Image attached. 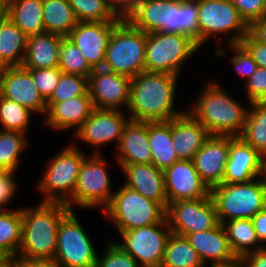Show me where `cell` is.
<instances>
[{"mask_svg":"<svg viewBox=\"0 0 266 267\" xmlns=\"http://www.w3.org/2000/svg\"><path fill=\"white\" fill-rule=\"evenodd\" d=\"M200 49L195 41L183 34H146L145 71L180 76L182 66Z\"/></svg>","mask_w":266,"mask_h":267,"instance_id":"9","label":"cell"},{"mask_svg":"<svg viewBox=\"0 0 266 267\" xmlns=\"http://www.w3.org/2000/svg\"><path fill=\"white\" fill-rule=\"evenodd\" d=\"M63 73L89 78L93 68L80 49L68 37H63L59 51V66Z\"/></svg>","mask_w":266,"mask_h":267,"instance_id":"39","label":"cell"},{"mask_svg":"<svg viewBox=\"0 0 266 267\" xmlns=\"http://www.w3.org/2000/svg\"><path fill=\"white\" fill-rule=\"evenodd\" d=\"M142 0H107L109 10L121 20H128Z\"/></svg>","mask_w":266,"mask_h":267,"instance_id":"49","label":"cell"},{"mask_svg":"<svg viewBox=\"0 0 266 267\" xmlns=\"http://www.w3.org/2000/svg\"><path fill=\"white\" fill-rule=\"evenodd\" d=\"M43 0H5L4 13L27 36L45 32Z\"/></svg>","mask_w":266,"mask_h":267,"instance_id":"28","label":"cell"},{"mask_svg":"<svg viewBox=\"0 0 266 267\" xmlns=\"http://www.w3.org/2000/svg\"><path fill=\"white\" fill-rule=\"evenodd\" d=\"M166 218L171 231L183 236L211 230L219 224L211 194L205 198L179 200L168 204Z\"/></svg>","mask_w":266,"mask_h":267,"instance_id":"14","label":"cell"},{"mask_svg":"<svg viewBox=\"0 0 266 267\" xmlns=\"http://www.w3.org/2000/svg\"><path fill=\"white\" fill-rule=\"evenodd\" d=\"M244 267H266V247L241 257Z\"/></svg>","mask_w":266,"mask_h":267,"instance_id":"51","label":"cell"},{"mask_svg":"<svg viewBox=\"0 0 266 267\" xmlns=\"http://www.w3.org/2000/svg\"><path fill=\"white\" fill-rule=\"evenodd\" d=\"M148 140L151 163L164 170L179 161L172 140V119L148 122Z\"/></svg>","mask_w":266,"mask_h":267,"instance_id":"30","label":"cell"},{"mask_svg":"<svg viewBox=\"0 0 266 267\" xmlns=\"http://www.w3.org/2000/svg\"><path fill=\"white\" fill-rule=\"evenodd\" d=\"M33 114L23 105L0 95V129L28 134Z\"/></svg>","mask_w":266,"mask_h":267,"instance_id":"37","label":"cell"},{"mask_svg":"<svg viewBox=\"0 0 266 267\" xmlns=\"http://www.w3.org/2000/svg\"><path fill=\"white\" fill-rule=\"evenodd\" d=\"M4 257H5V256L2 255V254L0 253V261H1Z\"/></svg>","mask_w":266,"mask_h":267,"instance_id":"58","label":"cell"},{"mask_svg":"<svg viewBox=\"0 0 266 267\" xmlns=\"http://www.w3.org/2000/svg\"><path fill=\"white\" fill-rule=\"evenodd\" d=\"M21 206L22 239L17 256L28 259H54L61 220L71 211L64 203L37 202Z\"/></svg>","mask_w":266,"mask_h":267,"instance_id":"3","label":"cell"},{"mask_svg":"<svg viewBox=\"0 0 266 267\" xmlns=\"http://www.w3.org/2000/svg\"><path fill=\"white\" fill-rule=\"evenodd\" d=\"M241 44L253 56V60L258 67L266 68V44L256 40L249 32L244 36Z\"/></svg>","mask_w":266,"mask_h":267,"instance_id":"48","label":"cell"},{"mask_svg":"<svg viewBox=\"0 0 266 267\" xmlns=\"http://www.w3.org/2000/svg\"><path fill=\"white\" fill-rule=\"evenodd\" d=\"M131 78L104 68H96L88 78V91L94 108L126 111ZM125 108V109H124Z\"/></svg>","mask_w":266,"mask_h":267,"instance_id":"15","label":"cell"},{"mask_svg":"<svg viewBox=\"0 0 266 267\" xmlns=\"http://www.w3.org/2000/svg\"><path fill=\"white\" fill-rule=\"evenodd\" d=\"M0 267H12V257H4L0 261Z\"/></svg>","mask_w":266,"mask_h":267,"instance_id":"55","label":"cell"},{"mask_svg":"<svg viewBox=\"0 0 266 267\" xmlns=\"http://www.w3.org/2000/svg\"><path fill=\"white\" fill-rule=\"evenodd\" d=\"M15 172L0 171V211L9 210L13 198L17 193L18 183Z\"/></svg>","mask_w":266,"mask_h":267,"instance_id":"47","label":"cell"},{"mask_svg":"<svg viewBox=\"0 0 266 267\" xmlns=\"http://www.w3.org/2000/svg\"><path fill=\"white\" fill-rule=\"evenodd\" d=\"M216 79L210 78L187 111L210 135L240 136L244 130L248 104H243L226 91ZM248 105V107H247Z\"/></svg>","mask_w":266,"mask_h":267,"instance_id":"2","label":"cell"},{"mask_svg":"<svg viewBox=\"0 0 266 267\" xmlns=\"http://www.w3.org/2000/svg\"><path fill=\"white\" fill-rule=\"evenodd\" d=\"M21 207L0 211V253L5 257H16L21 247Z\"/></svg>","mask_w":266,"mask_h":267,"instance_id":"33","label":"cell"},{"mask_svg":"<svg viewBox=\"0 0 266 267\" xmlns=\"http://www.w3.org/2000/svg\"><path fill=\"white\" fill-rule=\"evenodd\" d=\"M4 13V1L0 0V17L3 15Z\"/></svg>","mask_w":266,"mask_h":267,"instance_id":"56","label":"cell"},{"mask_svg":"<svg viewBox=\"0 0 266 267\" xmlns=\"http://www.w3.org/2000/svg\"><path fill=\"white\" fill-rule=\"evenodd\" d=\"M219 223L251 219L266 208V182L263 176L246 183H222L211 189Z\"/></svg>","mask_w":266,"mask_h":267,"instance_id":"5","label":"cell"},{"mask_svg":"<svg viewBox=\"0 0 266 267\" xmlns=\"http://www.w3.org/2000/svg\"><path fill=\"white\" fill-rule=\"evenodd\" d=\"M79 22H120L109 10L107 0H67Z\"/></svg>","mask_w":266,"mask_h":267,"instance_id":"40","label":"cell"},{"mask_svg":"<svg viewBox=\"0 0 266 267\" xmlns=\"http://www.w3.org/2000/svg\"><path fill=\"white\" fill-rule=\"evenodd\" d=\"M249 33L259 42L266 44V16L249 25Z\"/></svg>","mask_w":266,"mask_h":267,"instance_id":"53","label":"cell"},{"mask_svg":"<svg viewBox=\"0 0 266 267\" xmlns=\"http://www.w3.org/2000/svg\"><path fill=\"white\" fill-rule=\"evenodd\" d=\"M205 267H244L241 258H237L227 263L210 264Z\"/></svg>","mask_w":266,"mask_h":267,"instance_id":"54","label":"cell"},{"mask_svg":"<svg viewBox=\"0 0 266 267\" xmlns=\"http://www.w3.org/2000/svg\"><path fill=\"white\" fill-rule=\"evenodd\" d=\"M33 77L35 86L41 93L42 97L47 101L57 84L59 83L62 71L59 67L44 69H27Z\"/></svg>","mask_w":266,"mask_h":267,"instance_id":"44","label":"cell"},{"mask_svg":"<svg viewBox=\"0 0 266 267\" xmlns=\"http://www.w3.org/2000/svg\"><path fill=\"white\" fill-rule=\"evenodd\" d=\"M232 252L237 258L264 246L259 242L251 219H233L222 223Z\"/></svg>","mask_w":266,"mask_h":267,"instance_id":"32","label":"cell"},{"mask_svg":"<svg viewBox=\"0 0 266 267\" xmlns=\"http://www.w3.org/2000/svg\"><path fill=\"white\" fill-rule=\"evenodd\" d=\"M161 32L189 36L200 47L198 0H165L162 8Z\"/></svg>","mask_w":266,"mask_h":267,"instance_id":"23","label":"cell"},{"mask_svg":"<svg viewBox=\"0 0 266 267\" xmlns=\"http://www.w3.org/2000/svg\"><path fill=\"white\" fill-rule=\"evenodd\" d=\"M146 33L135 28L128 20H121L105 52L102 68L130 78L145 71Z\"/></svg>","mask_w":266,"mask_h":267,"instance_id":"7","label":"cell"},{"mask_svg":"<svg viewBox=\"0 0 266 267\" xmlns=\"http://www.w3.org/2000/svg\"><path fill=\"white\" fill-rule=\"evenodd\" d=\"M239 137L266 159V101L250 103L245 127Z\"/></svg>","mask_w":266,"mask_h":267,"instance_id":"34","label":"cell"},{"mask_svg":"<svg viewBox=\"0 0 266 267\" xmlns=\"http://www.w3.org/2000/svg\"><path fill=\"white\" fill-rule=\"evenodd\" d=\"M94 109L89 91L85 95L69 98L62 102L54 103L42 120L54 131L74 132L85 122Z\"/></svg>","mask_w":266,"mask_h":267,"instance_id":"21","label":"cell"},{"mask_svg":"<svg viewBox=\"0 0 266 267\" xmlns=\"http://www.w3.org/2000/svg\"><path fill=\"white\" fill-rule=\"evenodd\" d=\"M118 234L139 227L157 224L166 218V209L125 185L119 186L110 203L102 210Z\"/></svg>","mask_w":266,"mask_h":267,"instance_id":"6","label":"cell"},{"mask_svg":"<svg viewBox=\"0 0 266 267\" xmlns=\"http://www.w3.org/2000/svg\"><path fill=\"white\" fill-rule=\"evenodd\" d=\"M115 154L120 168L126 164H150L148 122L129 120L124 127Z\"/></svg>","mask_w":266,"mask_h":267,"instance_id":"24","label":"cell"},{"mask_svg":"<svg viewBox=\"0 0 266 267\" xmlns=\"http://www.w3.org/2000/svg\"><path fill=\"white\" fill-rule=\"evenodd\" d=\"M45 32L67 37L78 24V20L67 0H43Z\"/></svg>","mask_w":266,"mask_h":267,"instance_id":"31","label":"cell"},{"mask_svg":"<svg viewBox=\"0 0 266 267\" xmlns=\"http://www.w3.org/2000/svg\"><path fill=\"white\" fill-rule=\"evenodd\" d=\"M263 177H264V180H265V182H266V167H265V172H264Z\"/></svg>","mask_w":266,"mask_h":267,"instance_id":"57","label":"cell"},{"mask_svg":"<svg viewBox=\"0 0 266 267\" xmlns=\"http://www.w3.org/2000/svg\"><path fill=\"white\" fill-rule=\"evenodd\" d=\"M27 36L5 13L0 17V69L23 64Z\"/></svg>","mask_w":266,"mask_h":267,"instance_id":"29","label":"cell"},{"mask_svg":"<svg viewBox=\"0 0 266 267\" xmlns=\"http://www.w3.org/2000/svg\"><path fill=\"white\" fill-rule=\"evenodd\" d=\"M27 134L0 129V171L17 172L21 155L28 148Z\"/></svg>","mask_w":266,"mask_h":267,"instance_id":"36","label":"cell"},{"mask_svg":"<svg viewBox=\"0 0 266 267\" xmlns=\"http://www.w3.org/2000/svg\"><path fill=\"white\" fill-rule=\"evenodd\" d=\"M240 16L250 25L266 16L265 0H231Z\"/></svg>","mask_w":266,"mask_h":267,"instance_id":"46","label":"cell"},{"mask_svg":"<svg viewBox=\"0 0 266 267\" xmlns=\"http://www.w3.org/2000/svg\"><path fill=\"white\" fill-rule=\"evenodd\" d=\"M186 238L205 266L237 259L229 245L225 229L220 223L211 230L190 233Z\"/></svg>","mask_w":266,"mask_h":267,"instance_id":"25","label":"cell"},{"mask_svg":"<svg viewBox=\"0 0 266 267\" xmlns=\"http://www.w3.org/2000/svg\"><path fill=\"white\" fill-rule=\"evenodd\" d=\"M230 48V53H234L230 59L236 73L244 80H248L257 70L258 66L253 60V56L249 51L241 44L225 45Z\"/></svg>","mask_w":266,"mask_h":267,"instance_id":"43","label":"cell"},{"mask_svg":"<svg viewBox=\"0 0 266 267\" xmlns=\"http://www.w3.org/2000/svg\"><path fill=\"white\" fill-rule=\"evenodd\" d=\"M244 85L247 103L266 101V68L258 67Z\"/></svg>","mask_w":266,"mask_h":267,"instance_id":"45","label":"cell"},{"mask_svg":"<svg viewBox=\"0 0 266 267\" xmlns=\"http://www.w3.org/2000/svg\"><path fill=\"white\" fill-rule=\"evenodd\" d=\"M12 267H62L55 259L12 258Z\"/></svg>","mask_w":266,"mask_h":267,"instance_id":"50","label":"cell"},{"mask_svg":"<svg viewBox=\"0 0 266 267\" xmlns=\"http://www.w3.org/2000/svg\"><path fill=\"white\" fill-rule=\"evenodd\" d=\"M63 36L44 32L27 38L24 69H44L59 66V51Z\"/></svg>","mask_w":266,"mask_h":267,"instance_id":"27","label":"cell"},{"mask_svg":"<svg viewBox=\"0 0 266 267\" xmlns=\"http://www.w3.org/2000/svg\"><path fill=\"white\" fill-rule=\"evenodd\" d=\"M129 120L130 116L126 111L94 108L90 116L74 132L73 138L90 144L93 147L92 154H102L100 148L107 144H114L116 149Z\"/></svg>","mask_w":266,"mask_h":267,"instance_id":"13","label":"cell"},{"mask_svg":"<svg viewBox=\"0 0 266 267\" xmlns=\"http://www.w3.org/2000/svg\"><path fill=\"white\" fill-rule=\"evenodd\" d=\"M86 156L78 144L71 142L47 160L46 169L36 183L43 195L40 202L64 203L72 210V196Z\"/></svg>","mask_w":266,"mask_h":267,"instance_id":"4","label":"cell"},{"mask_svg":"<svg viewBox=\"0 0 266 267\" xmlns=\"http://www.w3.org/2000/svg\"><path fill=\"white\" fill-rule=\"evenodd\" d=\"M85 230L75 210L61 220L54 259L62 267H95L99 252Z\"/></svg>","mask_w":266,"mask_h":267,"instance_id":"11","label":"cell"},{"mask_svg":"<svg viewBox=\"0 0 266 267\" xmlns=\"http://www.w3.org/2000/svg\"><path fill=\"white\" fill-rule=\"evenodd\" d=\"M229 156V136L210 135L192 161L202 181L211 190L223 183Z\"/></svg>","mask_w":266,"mask_h":267,"instance_id":"20","label":"cell"},{"mask_svg":"<svg viewBox=\"0 0 266 267\" xmlns=\"http://www.w3.org/2000/svg\"><path fill=\"white\" fill-rule=\"evenodd\" d=\"M259 242L266 247V208L251 218Z\"/></svg>","mask_w":266,"mask_h":267,"instance_id":"52","label":"cell"},{"mask_svg":"<svg viewBox=\"0 0 266 267\" xmlns=\"http://www.w3.org/2000/svg\"><path fill=\"white\" fill-rule=\"evenodd\" d=\"M165 0H142L128 21L146 34L161 32L162 8Z\"/></svg>","mask_w":266,"mask_h":267,"instance_id":"38","label":"cell"},{"mask_svg":"<svg viewBox=\"0 0 266 267\" xmlns=\"http://www.w3.org/2000/svg\"><path fill=\"white\" fill-rule=\"evenodd\" d=\"M109 164L103 153H90L85 157L72 196V210L75 207L83 210L99 207L103 210L110 203L115 188H112Z\"/></svg>","mask_w":266,"mask_h":267,"instance_id":"10","label":"cell"},{"mask_svg":"<svg viewBox=\"0 0 266 267\" xmlns=\"http://www.w3.org/2000/svg\"><path fill=\"white\" fill-rule=\"evenodd\" d=\"M88 92V78L80 75L63 73L54 92L46 101L47 110L57 102L65 101Z\"/></svg>","mask_w":266,"mask_h":267,"instance_id":"41","label":"cell"},{"mask_svg":"<svg viewBox=\"0 0 266 267\" xmlns=\"http://www.w3.org/2000/svg\"><path fill=\"white\" fill-rule=\"evenodd\" d=\"M210 137L207 129L187 110L172 119V140L179 160H192Z\"/></svg>","mask_w":266,"mask_h":267,"instance_id":"26","label":"cell"},{"mask_svg":"<svg viewBox=\"0 0 266 267\" xmlns=\"http://www.w3.org/2000/svg\"><path fill=\"white\" fill-rule=\"evenodd\" d=\"M172 231L167 218L145 227L120 232V242L113 240L124 252L130 254L141 267H160L166 244Z\"/></svg>","mask_w":266,"mask_h":267,"instance_id":"12","label":"cell"},{"mask_svg":"<svg viewBox=\"0 0 266 267\" xmlns=\"http://www.w3.org/2000/svg\"><path fill=\"white\" fill-rule=\"evenodd\" d=\"M160 267H205L186 236L171 233Z\"/></svg>","mask_w":266,"mask_h":267,"instance_id":"35","label":"cell"},{"mask_svg":"<svg viewBox=\"0 0 266 267\" xmlns=\"http://www.w3.org/2000/svg\"><path fill=\"white\" fill-rule=\"evenodd\" d=\"M119 22H78L67 36L80 49L89 65L102 68L114 27Z\"/></svg>","mask_w":266,"mask_h":267,"instance_id":"19","label":"cell"},{"mask_svg":"<svg viewBox=\"0 0 266 267\" xmlns=\"http://www.w3.org/2000/svg\"><path fill=\"white\" fill-rule=\"evenodd\" d=\"M0 95L28 108L34 115L47 113L46 100L35 86L32 74L20 67L0 69Z\"/></svg>","mask_w":266,"mask_h":267,"instance_id":"16","label":"cell"},{"mask_svg":"<svg viewBox=\"0 0 266 267\" xmlns=\"http://www.w3.org/2000/svg\"><path fill=\"white\" fill-rule=\"evenodd\" d=\"M168 204L208 197L211 190L202 181L192 160H179L163 170Z\"/></svg>","mask_w":266,"mask_h":267,"instance_id":"18","label":"cell"},{"mask_svg":"<svg viewBox=\"0 0 266 267\" xmlns=\"http://www.w3.org/2000/svg\"><path fill=\"white\" fill-rule=\"evenodd\" d=\"M125 175L123 185L139 192L145 198L160 203L165 209L168 200L165 190L163 170L150 164H126L122 168Z\"/></svg>","mask_w":266,"mask_h":267,"instance_id":"22","label":"cell"},{"mask_svg":"<svg viewBox=\"0 0 266 267\" xmlns=\"http://www.w3.org/2000/svg\"><path fill=\"white\" fill-rule=\"evenodd\" d=\"M266 159L239 136H229V156L223 183H246L263 176Z\"/></svg>","mask_w":266,"mask_h":267,"instance_id":"17","label":"cell"},{"mask_svg":"<svg viewBox=\"0 0 266 267\" xmlns=\"http://www.w3.org/2000/svg\"><path fill=\"white\" fill-rule=\"evenodd\" d=\"M198 27L200 48L215 37L220 42L223 36L227 45L241 43L249 32V25L231 0H198Z\"/></svg>","mask_w":266,"mask_h":267,"instance_id":"8","label":"cell"},{"mask_svg":"<svg viewBox=\"0 0 266 267\" xmlns=\"http://www.w3.org/2000/svg\"><path fill=\"white\" fill-rule=\"evenodd\" d=\"M179 77L144 71L131 78L130 100L127 107L130 120L169 121L185 113V110H178L175 106Z\"/></svg>","mask_w":266,"mask_h":267,"instance_id":"1","label":"cell"},{"mask_svg":"<svg viewBox=\"0 0 266 267\" xmlns=\"http://www.w3.org/2000/svg\"><path fill=\"white\" fill-rule=\"evenodd\" d=\"M106 247V248H105ZM101 256L97 255L95 267H141L128 253L124 252L113 240L108 239Z\"/></svg>","mask_w":266,"mask_h":267,"instance_id":"42","label":"cell"}]
</instances>
